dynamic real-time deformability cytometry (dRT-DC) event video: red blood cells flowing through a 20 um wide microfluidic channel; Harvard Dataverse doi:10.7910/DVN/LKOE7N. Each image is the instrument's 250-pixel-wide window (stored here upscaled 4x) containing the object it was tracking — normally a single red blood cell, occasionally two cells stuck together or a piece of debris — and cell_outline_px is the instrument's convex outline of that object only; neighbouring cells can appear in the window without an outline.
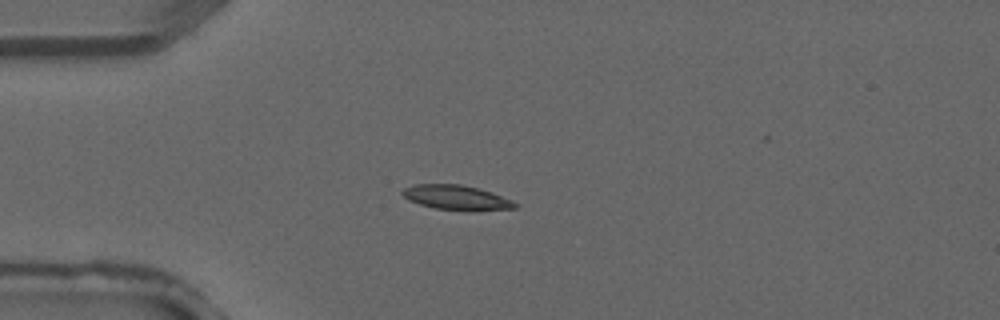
{"species": "common noctule bat (a hibernating species)", "species_latin": "Nyctalus noctula", "temperature_condition": "warm", "stored_images_in_passage": 1, "camera_frame_rate_fps": 3000, "um_per_image_px": 0.085, "animal": {"sex": "male", "forearm_length_mm": 52.5}, "frame": {"image": 1, "passage_image": 1, "time_ms": 0.0, "image_size_px": [1000, 320], "cell_outline_px": [[520, 204], [516, 208], [476, 212], [468, 212], [436, 208], [420, 204], [408, 200], [400, 192], [404, 188], [416, 184], [460, 184], [480, 188], [492, 192], [512, 200]], "centroid_in_image_um": [38.87, 16.81], "position_along_channel_um": 46.1, "area_um2": 16.65}}